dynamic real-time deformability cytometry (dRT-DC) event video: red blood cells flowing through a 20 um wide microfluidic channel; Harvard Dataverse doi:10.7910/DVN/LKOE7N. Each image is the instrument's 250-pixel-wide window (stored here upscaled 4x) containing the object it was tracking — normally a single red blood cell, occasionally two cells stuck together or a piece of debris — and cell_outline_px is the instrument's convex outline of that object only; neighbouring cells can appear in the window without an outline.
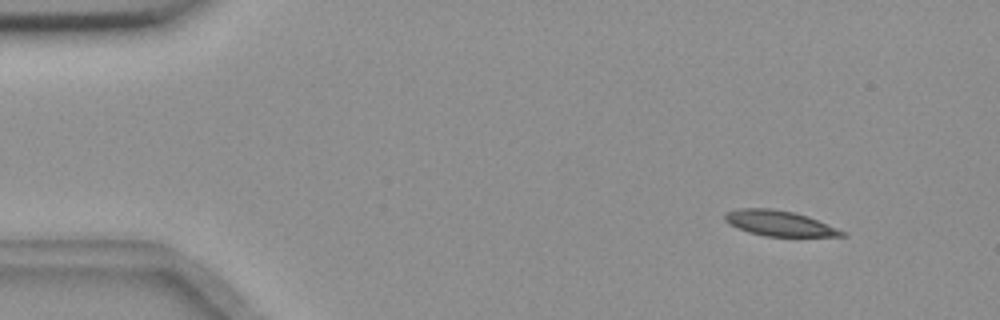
{"species": "common noctule bat (a hibernating species)", "species_latin": "Nyctalus noctula", "temperature_condition": "room temperature", "stored_images_in_passage": 4, "camera_frame_rate_fps": 3000, "um_per_image_px": 0.085, "animal": {"sex": "female", "body_mass_g": 18.4}, "frame": {"image": 1, "passage_image": 1, "time_ms": 0.0, "image_size_px": [1000, 320], "cell_outline_px": [[848, 236], [764, 236], [748, 232], [728, 224], [724, 220], [724, 212], [740, 208], [772, 208], [792, 212], [808, 216], [836, 228], [844, 232]], "centroid_in_image_um": [66.17, 18.97], "position_along_channel_um": 18.8, "area_um2": 17.22}}
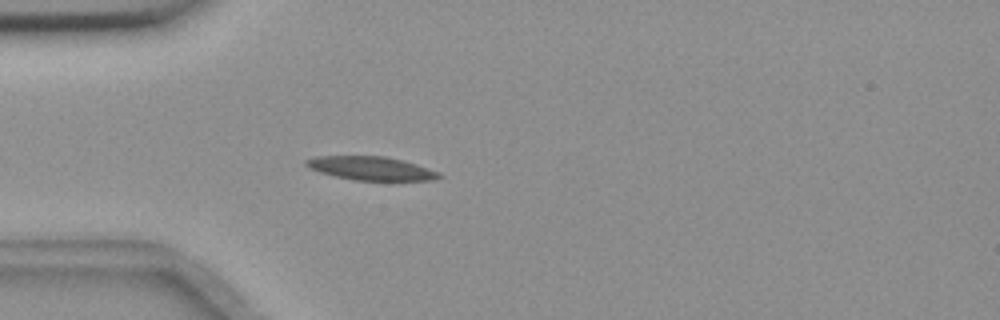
{"frame": {"image": 2, "passage_image": 4, "time_ms": 1.0, "image_size_px": [1000, 320], "cell_outline_px": [[444, 176], [436, 180], [352, 180], [320, 172], [308, 168], [304, 164], [304, 160], [316, 156], [384, 156], [404, 160], [440, 172]], "centroid_in_image_um": [31.55, 14.3], "position_along_channel_um": 53.5, "area_um2": 18.38}}